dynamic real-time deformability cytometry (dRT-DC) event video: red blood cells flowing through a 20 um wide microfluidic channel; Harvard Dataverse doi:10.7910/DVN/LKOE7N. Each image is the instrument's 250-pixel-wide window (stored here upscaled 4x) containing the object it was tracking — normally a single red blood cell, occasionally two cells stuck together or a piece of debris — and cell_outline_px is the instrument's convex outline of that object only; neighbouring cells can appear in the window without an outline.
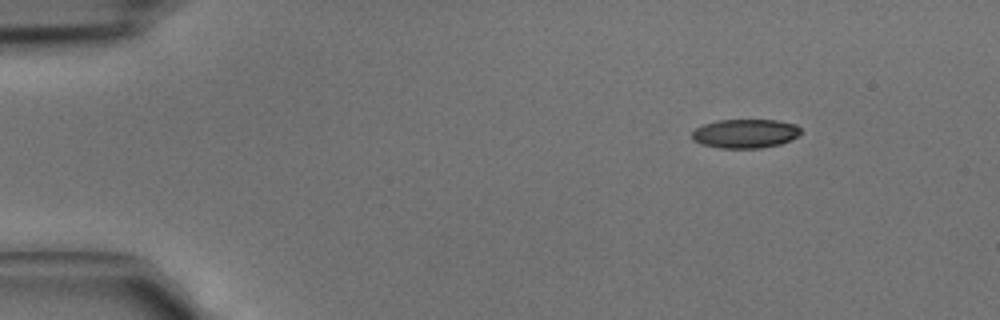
{"species": "common noctule bat (a hibernating species)", "species_latin": "Nyctalus noctula", "temperature_condition": "cold", "stored_images_in_passage": 3, "camera_frame_rate_fps": 3000, "um_per_image_px": 0.085, "animal": {"sex": "male", "body_mass_g": 15.6}, "frame": {"image": 1, "passage_image": 1, "time_ms": 0.0, "image_size_px": [1000, 320], "cell_outline_px": [[800, 136], [792, 140], [780, 144], [760, 148], [720, 148], [700, 144], [692, 140], [692, 132], [696, 128], [704, 124], [716, 120], [776, 120], [796, 124], [800, 128]], "centroid_in_image_um": [63.35, 11.35], "position_along_channel_um": 21.6, "area_um2": 18.55}}
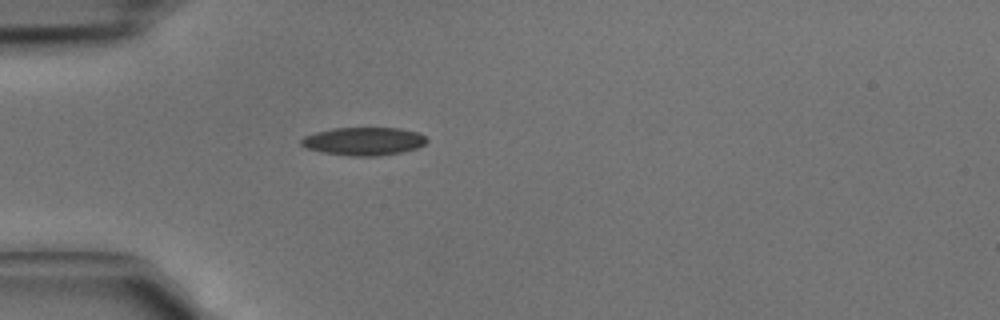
{"frame": {"image": 2, "passage_image": 3, "time_ms": 0.667, "image_size_px": [1000, 320], "cell_outline_px": [[428, 140], [424, 144], [416, 148], [400, 152], [376, 156], [348, 156], [324, 152], [308, 148], [300, 144], [300, 140], [304, 136], [316, 132], [332, 128], [400, 128], [420, 132]], "centroid_in_image_um": [30.92, 12.0], "position_along_channel_um": 54.1, "area_um2": 20.46}}